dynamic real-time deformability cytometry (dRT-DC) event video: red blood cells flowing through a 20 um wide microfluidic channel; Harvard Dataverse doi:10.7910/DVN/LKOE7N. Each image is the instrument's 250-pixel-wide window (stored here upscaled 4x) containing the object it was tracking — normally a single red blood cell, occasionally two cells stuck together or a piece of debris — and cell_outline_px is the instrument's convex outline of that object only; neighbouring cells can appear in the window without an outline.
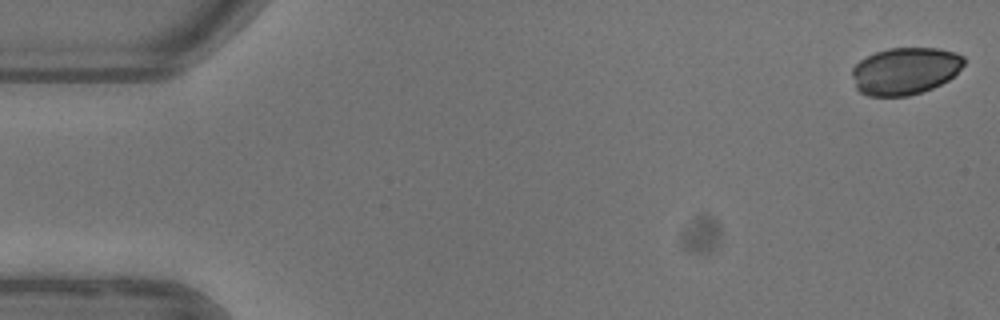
{"species": "common noctule bat (a hibernating species)", "species_latin": "Nyctalus noctula", "temperature_condition": "warm", "stored_images_in_passage": 53, "camera_frame_rate_fps": 3000, "um_per_image_px": 0.085, "animal": {"sex": "female"}, "frame": {"image": 1, "passage_image": 1, "time_ms": 0.0, "image_size_px": [1000, 320], "cell_outline_px": [[964, 64], [948, 80], [932, 88], [908, 96], [868, 96], [860, 92], [856, 88], [852, 76], [852, 68], [860, 60], [876, 52], [888, 48], [936, 48], [956, 52], [964, 56]], "centroid_in_image_um": [76.92, 6.03], "position_along_channel_um": 8.1, "area_um2": 30.63}}
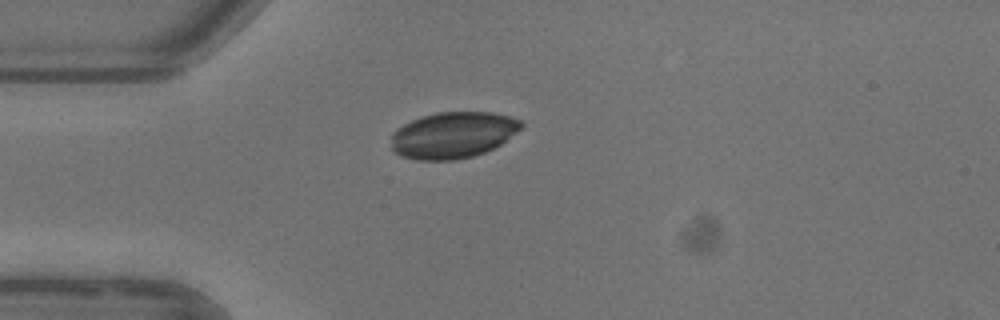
{"frame": {"image": 2, "passage_image": 14, "time_ms": 4.333, "image_size_px": [1000, 320], "cell_outline_px": [[524, 124], [516, 132], [500, 144], [484, 152], [472, 156], [452, 160], [416, 160], [400, 156], [392, 152], [392, 132], [396, 128], [412, 120], [436, 112], [492, 112], [508, 116], [520, 120]], "centroid_in_image_um": [38.46, 11.48], "position_along_channel_um": 46.5, "area_um2": 34.97}}
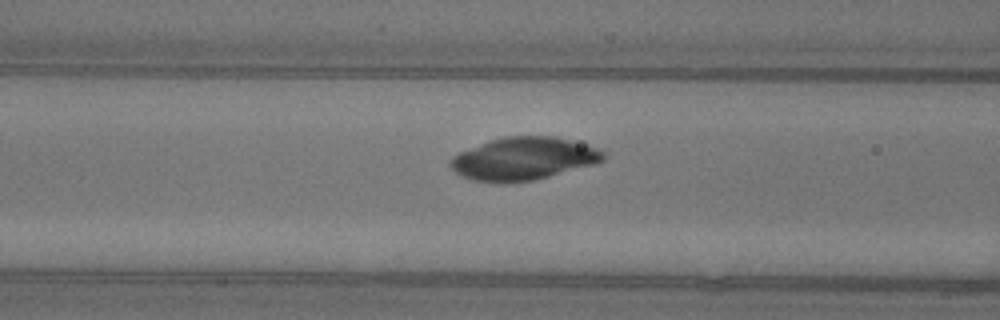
{"frame": {"image": 3, "passage_image": 21, "time_ms": 6.667, "image_size_px": [1000, 320], "cell_outline_px": [[604, 160], [596, 164], [532, 180], [504, 184], [472, 180], [460, 176], [448, 164], [460, 152], [492, 140], [504, 136], [556, 136], [584, 144], [596, 148], [604, 152]], "centroid_in_image_um": [44.5, 13.5], "position_along_channel_um": 122.1, "area_um2": 37.8}}